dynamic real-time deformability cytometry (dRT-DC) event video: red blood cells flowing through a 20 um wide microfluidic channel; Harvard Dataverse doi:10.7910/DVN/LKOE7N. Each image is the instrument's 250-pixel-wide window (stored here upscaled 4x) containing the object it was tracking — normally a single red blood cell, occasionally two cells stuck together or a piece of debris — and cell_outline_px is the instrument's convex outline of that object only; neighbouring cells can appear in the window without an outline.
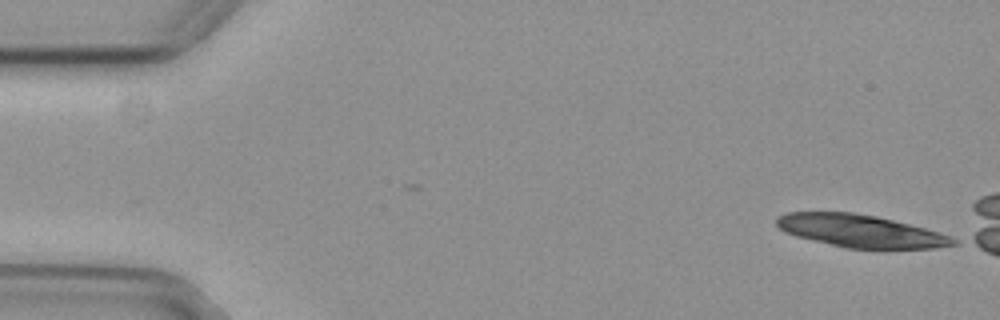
{"species": "common noctule bat (a hibernating species)", "species_latin": "Nyctalus noctula", "temperature_condition": "cold", "stored_images_in_passage": 11, "camera_frame_rate_fps": 3000, "um_per_image_px": 0.085, "animal": {"sex": "female", "body_mass_g": 29.2, "forearm_length_mm": 56.3}, "frame": {"image": 1, "passage_image": 1, "time_ms": 0.0, "image_size_px": [1000, 320], "cell_outline_px": [[960, 244], [936, 248], [844, 248], [796, 236], [784, 232], [776, 224], [776, 216], [788, 212], [852, 212], [876, 216], [924, 228], [952, 236], [960, 240]], "centroid_in_image_um": [73.15, 19.64], "position_along_channel_um": 11.8, "area_um2": 33.52}}